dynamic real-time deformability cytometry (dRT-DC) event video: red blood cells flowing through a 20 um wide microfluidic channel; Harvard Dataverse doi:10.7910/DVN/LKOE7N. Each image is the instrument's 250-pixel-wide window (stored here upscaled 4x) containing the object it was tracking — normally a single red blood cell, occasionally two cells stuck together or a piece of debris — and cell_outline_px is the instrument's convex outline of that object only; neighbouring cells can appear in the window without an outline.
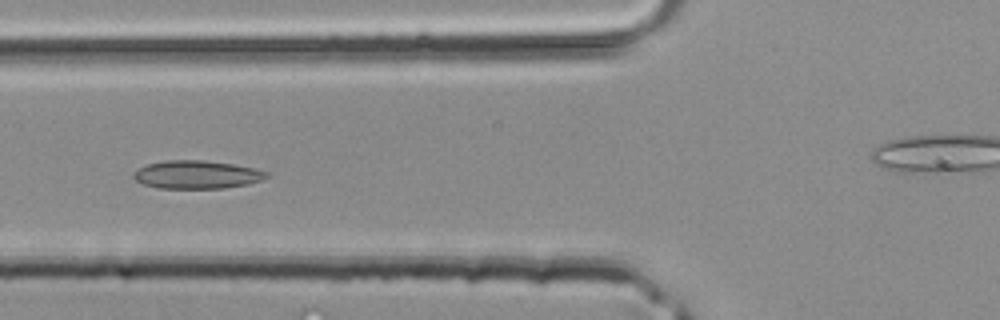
{"species": "common noctule bat (a hibernating species)", "species_latin": "Nyctalus noctula", "temperature_condition": "room temperature", "stored_images_in_passage": 30, "camera_frame_rate_fps": 3000, "um_per_image_px": 0.085, "animal": {"sex": "male", "body_mass_g": 20.4}, "frame": {"image": 1, "passage_image": 4, "time_ms": 1.0, "image_size_px": [1000, 320], "cell_outline_px": [[268, 176], [264, 180], [248, 184], [224, 188], [156, 188], [144, 184], [136, 180], [132, 176], [140, 168], [148, 164], [164, 160], [204, 160], [232, 164], [252, 168], [268, 172]], "centroid_in_image_um": [16.75, 14.84], "position_along_channel_um": 109.1, "area_um2": 21.68}}
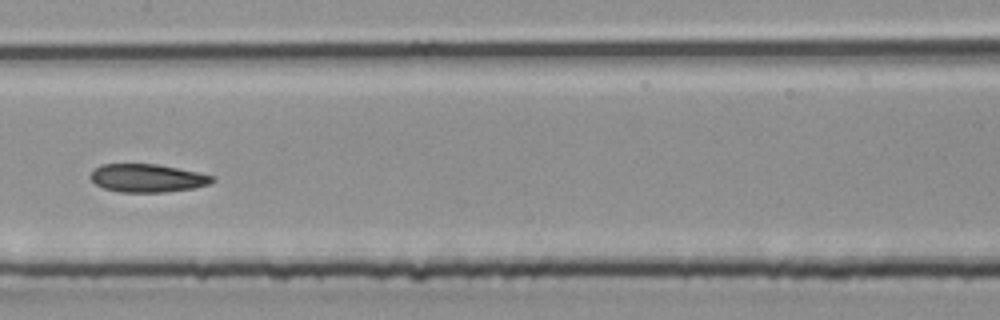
{"frame": {"image": 2, "passage_image": 9, "time_ms": 2.667, "image_size_px": [1000, 320], "cell_outline_px": [[216, 180], [208, 184], [192, 188], [164, 192], [120, 192], [104, 188], [96, 184], [88, 176], [92, 168], [100, 164], [156, 164], [216, 176]], "centroid_in_image_um": [12.48, 15.13], "position_along_channel_um": 194.9, "area_um2": 20.0}}
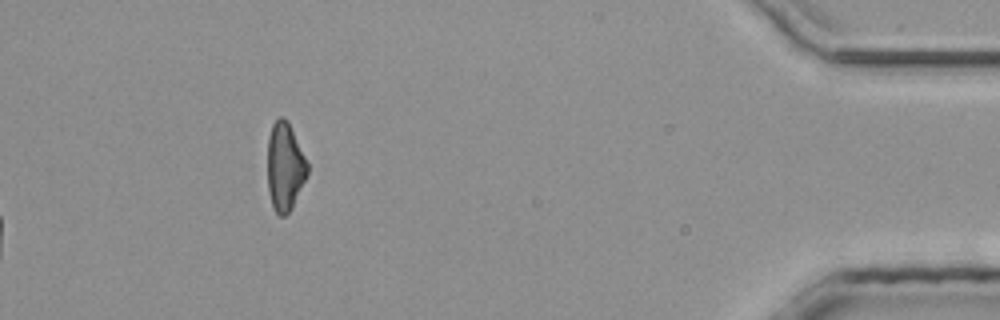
{"frame": {"image": 3, "passage_image": 30, "time_ms": 9.667, "image_size_px": [1000, 320], "cell_outline_px": [[308, 176], [292, 208], [284, 216], [276, 216], [272, 204], [268, 188], [268, 136], [272, 124], [280, 116], [284, 116], [288, 120], [308, 164]], "centroid_in_image_um": [24.22, 14.18], "position_along_channel_um": 411.0, "area_um2": 20.69}}